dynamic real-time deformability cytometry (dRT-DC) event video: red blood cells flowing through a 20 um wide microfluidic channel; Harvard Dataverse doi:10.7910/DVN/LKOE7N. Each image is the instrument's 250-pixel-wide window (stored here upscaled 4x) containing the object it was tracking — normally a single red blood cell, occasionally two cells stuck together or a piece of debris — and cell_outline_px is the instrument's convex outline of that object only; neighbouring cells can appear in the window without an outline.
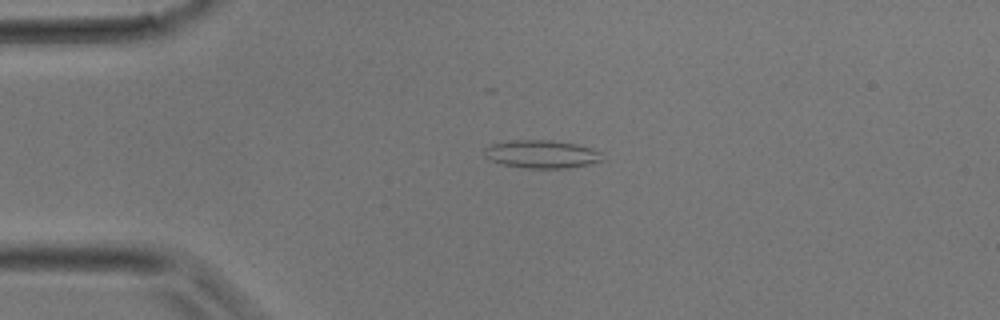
{"species": "common noctule bat (a hibernating species)", "species_latin": "Nyctalus noctula", "temperature_condition": "room temperature", "stored_images_in_passage": 34, "camera_frame_rate_fps": 3000, "um_per_image_px": 0.085, "animal": {"sex": "male", "body_mass_g": 17.9}, "frame": {"image": 1, "passage_image": 7, "time_ms": 2.0, "image_size_px": [1000, 320], "cell_outline_px": [[604, 160], [588, 164], [568, 168], [524, 168], [504, 164], [488, 160], [484, 156], [484, 148], [492, 144], [508, 140], [552, 140], [576, 144], [592, 148], [604, 152]], "centroid_in_image_um": [46.06, 13.1], "position_along_channel_um": 38.9, "area_um2": 19.54}}
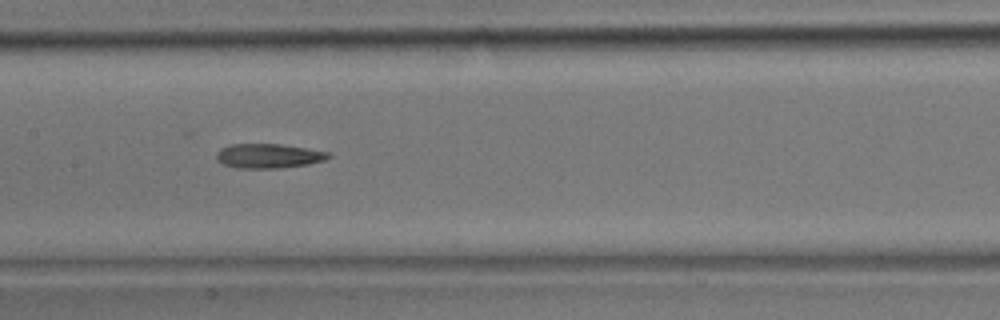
{"frame": {"image": 2, "passage_image": 16, "time_ms": 5.0, "image_size_px": [1000, 320], "cell_outline_px": [[332, 156], [324, 160], [308, 164], [276, 168], [236, 168], [224, 164], [216, 160], [216, 152], [220, 148], [232, 144], [280, 144], [328, 152]], "centroid_in_image_um": [22.78, 13.25], "position_along_channel_um": 184.6, "area_um2": 15.84}}
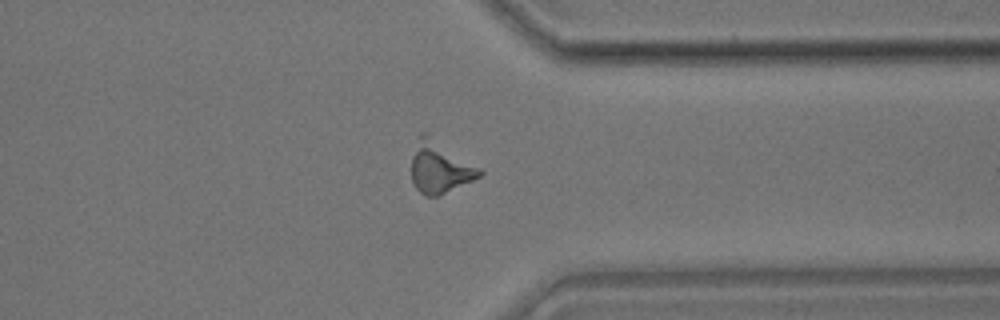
{"frame": {"image": 3, "passage_image": 26, "time_ms": 8.333, "image_size_px": [1000, 320], "cell_outline_px": [[484, 172], [480, 176], [472, 180], [436, 196], [424, 196], [416, 188], [412, 180], [412, 156], [420, 132], [428, 132], [480, 168]], "centroid_in_image_um": [37.37, 14.18], "position_along_channel_um": 374.0, "area_um2": 20.4}}